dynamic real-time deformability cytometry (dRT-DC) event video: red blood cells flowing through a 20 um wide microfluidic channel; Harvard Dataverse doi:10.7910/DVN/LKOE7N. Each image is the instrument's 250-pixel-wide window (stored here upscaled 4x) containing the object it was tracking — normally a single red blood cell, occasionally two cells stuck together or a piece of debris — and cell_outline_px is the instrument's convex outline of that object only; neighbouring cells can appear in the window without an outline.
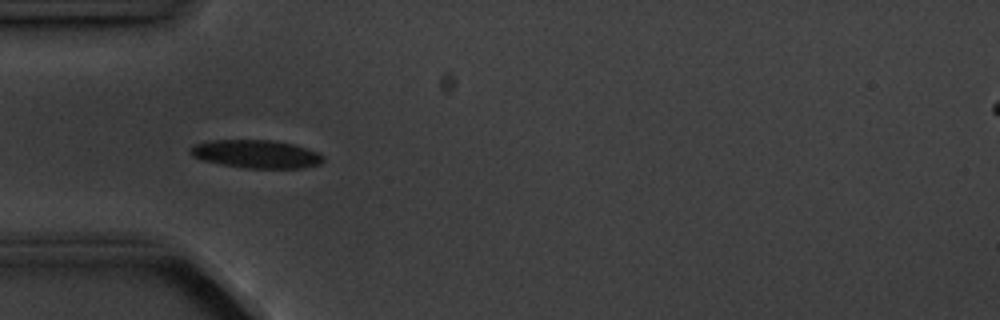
{"species": "common noctule bat (a hibernating species)", "species_latin": "Nyctalus noctula", "temperature_condition": "cold", "stored_images_in_passage": 8, "camera_frame_rate_fps": 3000, "um_per_image_px": 0.085, "animal": {"sex": "male", "body_mass_g": 20.1, "forearm_length_mm": 53.5}, "frame": {"image": 1, "passage_image": 4, "time_ms": 3.333, "image_size_px": [1000, 320], "cell_outline_px": [[324, 160], [320, 164], [304, 168], [244, 168], [220, 164], [200, 160], [192, 156], [188, 152], [188, 148], [192, 144], [212, 140], [268, 140], [292, 144], [316, 152], [324, 156]], "centroid_in_image_um": [21.7, 13.1], "position_along_channel_um": 63.3, "area_um2": 21.91}}
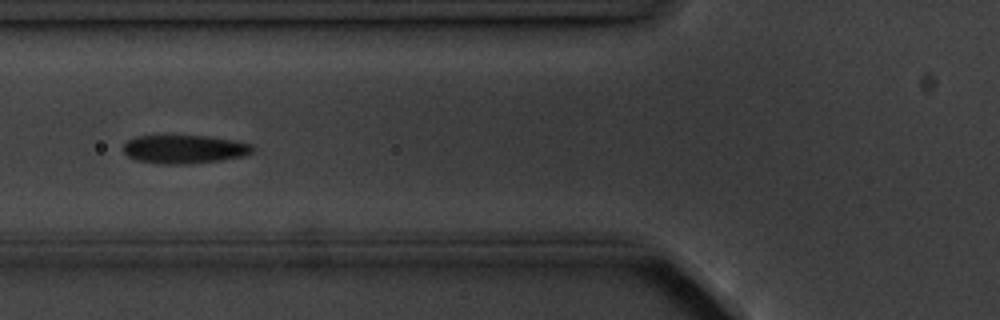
{"frame": {"image": 2, "passage_image": 5, "time_ms": 4.667, "image_size_px": [1000, 320], "cell_outline_px": [[252, 152], [248, 156], [192, 164], [160, 164], [136, 160], [128, 156], [124, 152], [124, 144], [128, 140], [136, 136], [208, 136], [232, 140], [252, 144]], "centroid_in_image_um": [15.68, 12.69], "position_along_channel_um": 110.1, "area_um2": 21.5}}
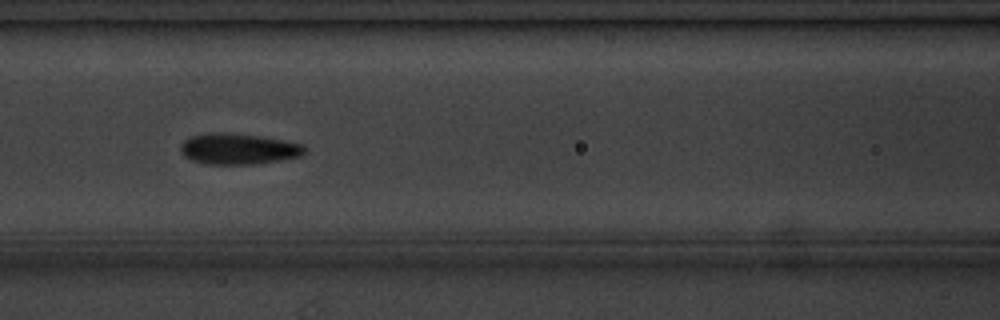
{"frame": {"image": 3, "passage_image": 6, "time_ms": 5.667, "image_size_px": [1000, 320], "cell_outline_px": [[308, 152], [304, 156], [256, 164], [204, 164], [192, 160], [184, 156], [180, 152], [180, 144], [184, 140], [192, 136], [212, 132], [220, 132], [260, 136], [304, 144], [308, 148]], "centroid_in_image_um": [20.31, 12.66], "position_along_channel_um": 146.3, "area_um2": 22.66}}